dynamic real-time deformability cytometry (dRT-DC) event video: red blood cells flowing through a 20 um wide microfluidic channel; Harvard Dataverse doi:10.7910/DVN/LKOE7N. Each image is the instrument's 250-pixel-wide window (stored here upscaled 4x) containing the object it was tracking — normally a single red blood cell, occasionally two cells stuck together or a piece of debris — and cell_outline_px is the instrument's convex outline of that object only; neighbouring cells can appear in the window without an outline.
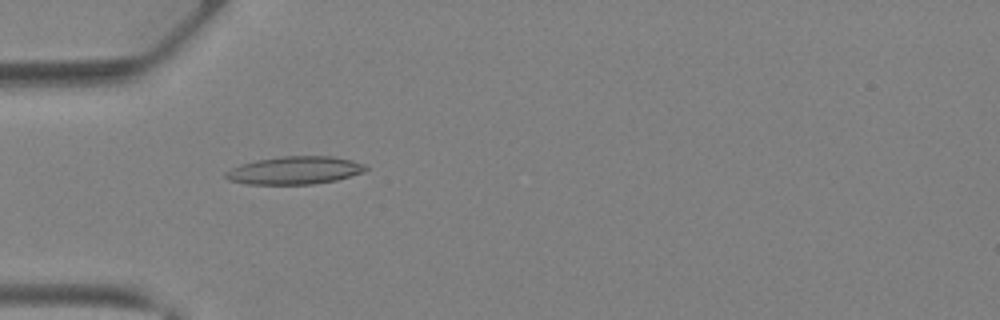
{"species": "Egyptian fruit bat (a non-hibernating species)", "species_latin": "Rousettus aegyptiacus", "temperature_condition": "warm", "stored_images_in_passage": 39, "camera_frame_rate_fps": 3000, "um_per_image_px": 0.085, "animal": {"sex": "female"}, "frame": {"image": 1, "passage_image": 11, "time_ms": 3.333, "image_size_px": [1000, 320], "cell_outline_px": [[368, 168], [364, 172], [336, 180], [312, 184], [244, 184], [228, 180], [224, 176], [224, 172], [240, 164], [256, 160], [284, 156], [332, 156], [352, 160], [364, 164]], "centroid_in_image_um": [25.03, 14.48], "position_along_channel_um": 60.0, "area_um2": 22.77}}
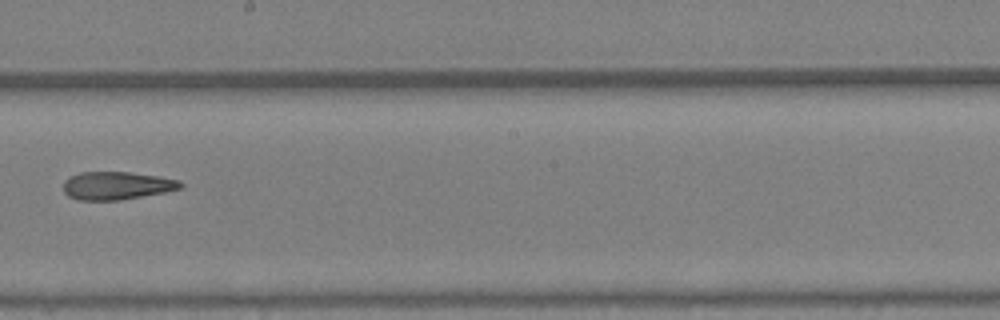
{"frame": {"image": 2, "passage_image": 22, "time_ms": 7.0, "image_size_px": [1000, 320], "cell_outline_px": [[184, 184], [180, 188], [164, 192], [120, 200], [80, 200], [68, 196], [64, 192], [64, 180], [68, 176], [80, 172], [128, 172], [160, 176], [180, 180]], "centroid_in_image_um": [9.9, 15.77], "position_along_channel_um": 238.3, "area_um2": 19.13}}
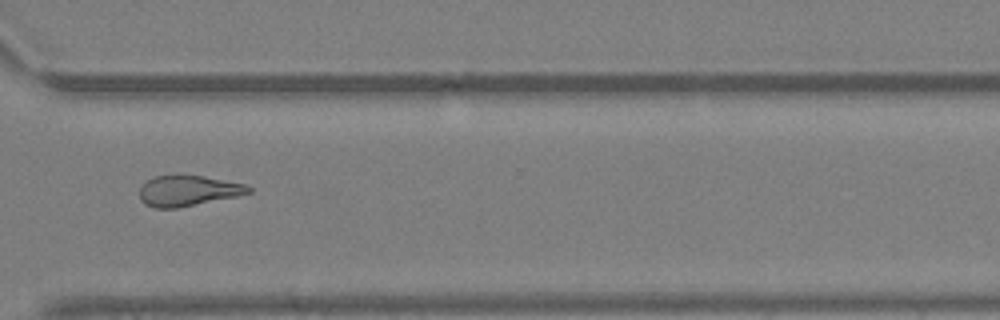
{"frame": {"image": 3, "passage_image": 29, "time_ms": 9.333, "image_size_px": [1000, 320], "cell_outline_px": [[252, 192], [236, 196], [176, 208], [152, 208], [144, 204], [140, 200], [140, 188], [152, 176], [180, 172], [204, 176], [244, 184], [252, 188]], "centroid_in_image_um": [15.93, 16.17], "position_along_channel_um": 354.7, "area_um2": 19.88}, "authors_computed_cell_mechanics": {"area_um2": 20.808, "velocity_mm_per_s": 4.9892, "shape_relaxation_time_tau1_ms": null, "shape_relaxation_time_tau2_ms": 4.4013, "deformation_change_tau1": null, "deformation_change_tau2": 0.1694}}